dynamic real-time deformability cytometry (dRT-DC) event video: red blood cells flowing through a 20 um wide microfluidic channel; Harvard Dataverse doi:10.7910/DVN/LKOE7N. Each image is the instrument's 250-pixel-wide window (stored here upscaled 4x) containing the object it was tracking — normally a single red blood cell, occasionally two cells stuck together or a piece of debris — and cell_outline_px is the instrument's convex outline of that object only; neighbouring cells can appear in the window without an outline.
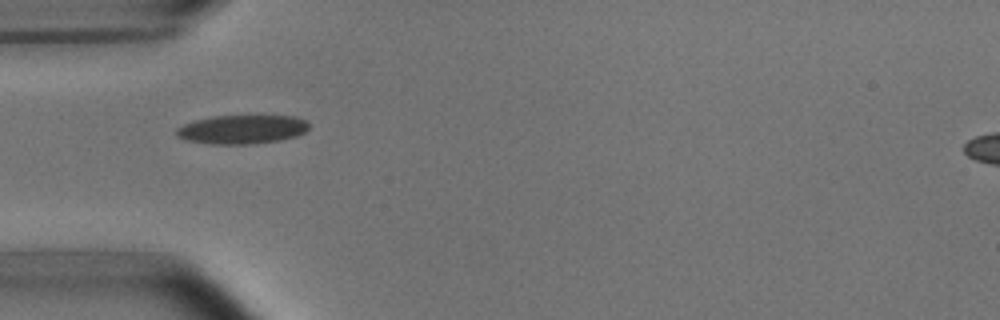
{"species": "common noctule bat (a hibernating species)", "species_latin": "Nyctalus noctula", "temperature_condition": "room temperature", "stored_images_in_passage": 10, "camera_frame_rate_fps": 3000, "um_per_image_px": 0.085, "animal": {"sex": "male", "body_mass_g": 15.6}, "frame": {"image": 1, "passage_image": 1, "time_ms": 0.0, "image_size_px": [1000, 320], "cell_outline_px": [[308, 128], [304, 132], [296, 136], [280, 140], [252, 144], [212, 144], [188, 140], [176, 136], [176, 128], [184, 124], [196, 120], [212, 116], [296, 116], [308, 120]], "centroid_in_image_um": [20.59, 10.99], "position_along_channel_um": 64.4, "area_um2": 22.25}}
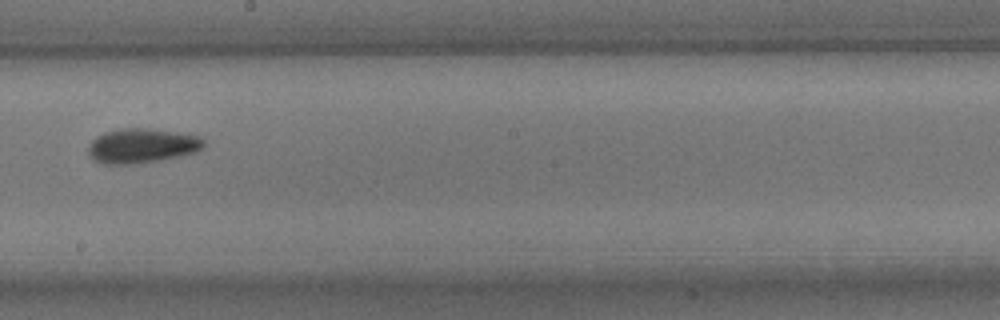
{"frame": {"image": 2, "passage_image": 5, "time_ms": 4.667, "image_size_px": [1000, 320], "cell_outline_px": [[204, 148], [196, 152], [180, 156], [160, 160], [132, 164], [104, 164], [96, 160], [88, 152], [88, 148], [92, 140], [96, 136], [104, 132], [120, 128], [148, 128], [200, 136], [204, 140]], "centroid_in_image_um": [12.07, 12.38], "position_along_channel_um": 236.1, "area_um2": 23.24}}
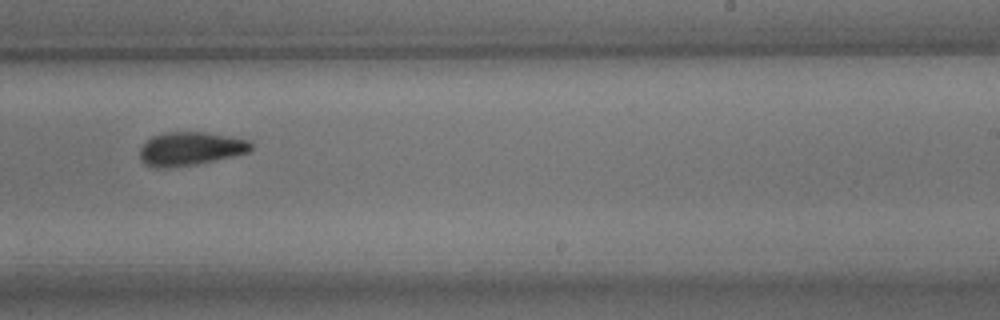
{"frame": {"image": 3, "passage_image": 6, "time_ms": 5.667, "image_size_px": [1000, 320], "cell_outline_px": [[252, 148], [248, 152], [232, 156], [196, 164], [168, 168], [156, 168], [144, 164], [140, 160], [140, 148], [152, 136], [164, 132], [208, 132], [248, 140], [252, 144]], "centroid_in_image_um": [16.15, 12.64], "position_along_channel_um": 272.9, "area_um2": 21.68}, "authors_computed_cell_mechanics": {"area_um2": 21.964, "velocity_mm_per_s": 3.6807, "shape_relaxation_time_tau1_ms": 2.7446, "shape_relaxation_time_tau2_ms": 3.9532, "deformation_change_tau1": 0.0783, "deformation_change_tau2": 0.1033}}